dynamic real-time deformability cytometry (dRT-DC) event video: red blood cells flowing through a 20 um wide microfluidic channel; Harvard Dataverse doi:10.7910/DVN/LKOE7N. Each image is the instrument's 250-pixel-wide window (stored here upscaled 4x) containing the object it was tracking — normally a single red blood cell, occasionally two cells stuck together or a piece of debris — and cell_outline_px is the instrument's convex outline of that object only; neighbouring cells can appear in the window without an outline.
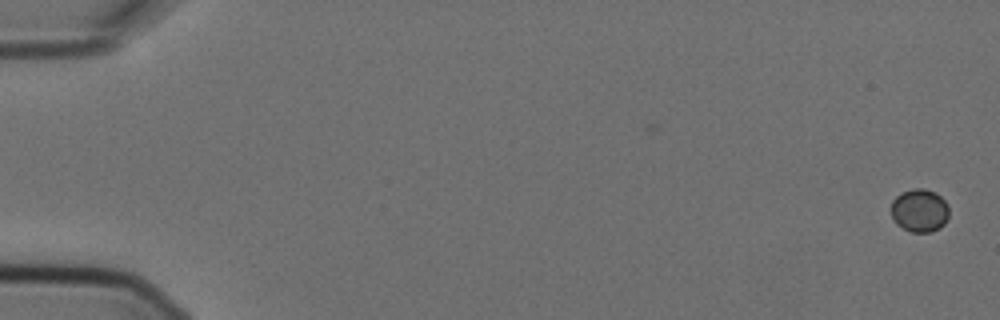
{"species": "Egyptian fruit bat (a non-hibernating species)", "species_latin": "Rousettus aegyptiacus", "temperature_condition": "cold", "stored_images_in_passage": 2, "camera_frame_rate_fps": 3000, "um_per_image_px": 0.085, "animal": {"sex": "female"}, "frame": {"image": 1, "passage_image": 2, "time_ms": 0.333, "image_size_px": [1000, 320], "cell_outline_px": [[948, 220], [940, 228], [932, 232], [912, 232], [896, 224], [892, 220], [892, 200], [896, 196], [912, 188], [924, 188], [936, 192], [948, 204]], "centroid_in_image_um": [78.18, 17.89], "position_along_channel_um": 6.8, "area_um2": 14.68}}